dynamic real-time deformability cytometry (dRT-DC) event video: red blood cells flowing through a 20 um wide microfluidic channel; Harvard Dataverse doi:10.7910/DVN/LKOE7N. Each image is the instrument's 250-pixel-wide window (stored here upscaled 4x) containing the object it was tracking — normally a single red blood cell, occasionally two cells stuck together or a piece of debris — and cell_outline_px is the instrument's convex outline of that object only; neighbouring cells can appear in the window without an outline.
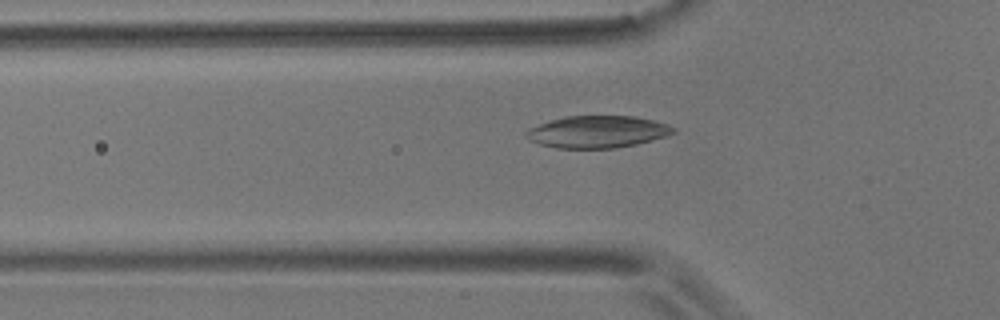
{"species": "common noctule bat (a hibernating species)", "species_latin": "Nyctalus noctula", "temperature_condition": "room temperature", "stored_images_in_passage": 56, "camera_frame_rate_fps": 3000, "um_per_image_px": 0.085, "animal": {"sex": "male", "body_mass_g": 17.9}, "frame": {"image": 1, "passage_image": 18, "time_ms": 5.667, "image_size_px": [1000, 320], "cell_outline_px": [[676, 132], [664, 136], [636, 144], [616, 148], [556, 148], [540, 144], [528, 140], [524, 136], [524, 132], [528, 128], [564, 116], [636, 116], [668, 124], [676, 128]], "centroid_in_image_um": [50.75, 11.2], "position_along_channel_um": 75.1, "area_um2": 27.51}}
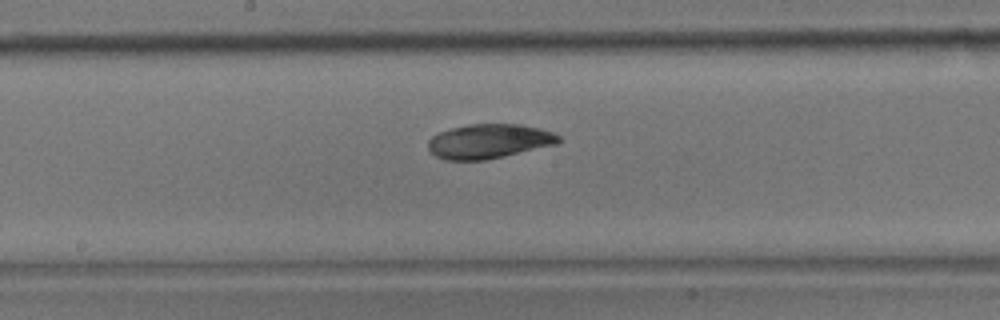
{"frame": {"image": 2, "passage_image": 29, "time_ms": 9.333, "image_size_px": [1000, 320], "cell_outline_px": [[564, 140], [556, 144], [504, 156], [484, 160], [448, 160], [436, 156], [428, 148], [428, 140], [432, 136], [440, 132], [452, 128], [468, 124], [520, 124], [540, 128], [552, 132], [560, 136]], "centroid_in_image_um": [41.59, 12.0], "position_along_channel_um": 206.6, "area_um2": 26.13}}
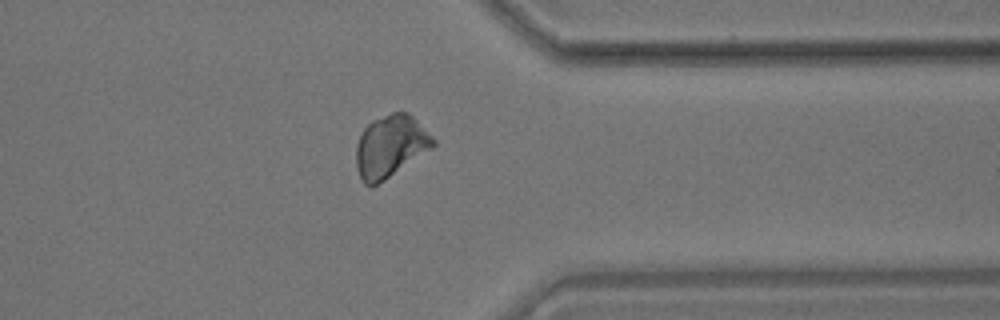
{"frame": {"image": 3, "passage_image": 44, "time_ms": 14.333, "image_size_px": [1000, 320], "cell_outline_px": [[436, 144], [432, 148], [372, 188], [364, 184], [356, 168], [356, 144], [364, 128], [372, 120], [392, 112], [408, 112], [436, 140]], "centroid_in_image_um": [33.16, 12.44], "position_along_channel_um": 378.2, "area_um2": 27.74}, "authors_computed_cell_mechanics": {"area_um2": 27.1082, "velocity_mm_per_s": 3.5666, "shape_relaxation_time_tau1_ms": 4.2465, "shape_relaxation_time_tau2_ms": null, "deformation_change_tau1": 0.0704, "deformation_change_tau2": null}}